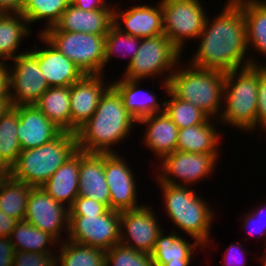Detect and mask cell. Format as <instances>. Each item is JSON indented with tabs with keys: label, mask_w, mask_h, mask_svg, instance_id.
<instances>
[{
	"label": "cell",
	"mask_w": 266,
	"mask_h": 266,
	"mask_svg": "<svg viewBox=\"0 0 266 266\" xmlns=\"http://www.w3.org/2000/svg\"><path fill=\"white\" fill-rule=\"evenodd\" d=\"M223 8L212 22L207 16L204 28L198 37L201 38L198 49L190 64L201 69L225 73L249 66H266L246 56L249 50L246 22L241 7L234 0H229Z\"/></svg>",
	"instance_id": "1"
},
{
	"label": "cell",
	"mask_w": 266,
	"mask_h": 266,
	"mask_svg": "<svg viewBox=\"0 0 266 266\" xmlns=\"http://www.w3.org/2000/svg\"><path fill=\"white\" fill-rule=\"evenodd\" d=\"M134 122L137 123L126 111L120 94L110 86L94 114L75 133L77 148L84 152L116 153L113 145L130 136Z\"/></svg>",
	"instance_id": "2"
},
{
	"label": "cell",
	"mask_w": 266,
	"mask_h": 266,
	"mask_svg": "<svg viewBox=\"0 0 266 266\" xmlns=\"http://www.w3.org/2000/svg\"><path fill=\"white\" fill-rule=\"evenodd\" d=\"M165 78L169 83V91L175 97L198 107L210 119L220 117L225 72L201 69L189 63L186 68H175L174 72L166 74Z\"/></svg>",
	"instance_id": "3"
},
{
	"label": "cell",
	"mask_w": 266,
	"mask_h": 266,
	"mask_svg": "<svg viewBox=\"0 0 266 266\" xmlns=\"http://www.w3.org/2000/svg\"><path fill=\"white\" fill-rule=\"evenodd\" d=\"M77 150L76 134L62 131L40 147L22 150L8 173L31 187H42Z\"/></svg>",
	"instance_id": "4"
},
{
	"label": "cell",
	"mask_w": 266,
	"mask_h": 266,
	"mask_svg": "<svg viewBox=\"0 0 266 266\" xmlns=\"http://www.w3.org/2000/svg\"><path fill=\"white\" fill-rule=\"evenodd\" d=\"M160 183L165 211L170 220L194 241L207 246L210 243V227L213 210L208 202L197 195L190 186Z\"/></svg>",
	"instance_id": "5"
},
{
	"label": "cell",
	"mask_w": 266,
	"mask_h": 266,
	"mask_svg": "<svg viewBox=\"0 0 266 266\" xmlns=\"http://www.w3.org/2000/svg\"><path fill=\"white\" fill-rule=\"evenodd\" d=\"M257 92L258 66L226 72L223 98L226 107L219 117L220 122L243 131H255Z\"/></svg>",
	"instance_id": "6"
},
{
	"label": "cell",
	"mask_w": 266,
	"mask_h": 266,
	"mask_svg": "<svg viewBox=\"0 0 266 266\" xmlns=\"http://www.w3.org/2000/svg\"><path fill=\"white\" fill-rule=\"evenodd\" d=\"M41 35L83 74H103L105 35L63 31H43Z\"/></svg>",
	"instance_id": "7"
},
{
	"label": "cell",
	"mask_w": 266,
	"mask_h": 266,
	"mask_svg": "<svg viewBox=\"0 0 266 266\" xmlns=\"http://www.w3.org/2000/svg\"><path fill=\"white\" fill-rule=\"evenodd\" d=\"M181 54L164 34L143 38L122 78L142 81L148 76H164L166 72L172 74L174 68L180 66L178 60Z\"/></svg>",
	"instance_id": "8"
},
{
	"label": "cell",
	"mask_w": 266,
	"mask_h": 266,
	"mask_svg": "<svg viewBox=\"0 0 266 266\" xmlns=\"http://www.w3.org/2000/svg\"><path fill=\"white\" fill-rule=\"evenodd\" d=\"M164 35L180 51L186 39H198L207 19L200 0H161Z\"/></svg>",
	"instance_id": "9"
},
{
	"label": "cell",
	"mask_w": 266,
	"mask_h": 266,
	"mask_svg": "<svg viewBox=\"0 0 266 266\" xmlns=\"http://www.w3.org/2000/svg\"><path fill=\"white\" fill-rule=\"evenodd\" d=\"M68 240L109 250L120 243V211L108 209L103 215L69 216Z\"/></svg>",
	"instance_id": "10"
},
{
	"label": "cell",
	"mask_w": 266,
	"mask_h": 266,
	"mask_svg": "<svg viewBox=\"0 0 266 266\" xmlns=\"http://www.w3.org/2000/svg\"><path fill=\"white\" fill-rule=\"evenodd\" d=\"M12 61L13 70L9 67L12 105H35L49 88L38 64L37 46L30 51L19 53Z\"/></svg>",
	"instance_id": "11"
},
{
	"label": "cell",
	"mask_w": 266,
	"mask_h": 266,
	"mask_svg": "<svg viewBox=\"0 0 266 266\" xmlns=\"http://www.w3.org/2000/svg\"><path fill=\"white\" fill-rule=\"evenodd\" d=\"M219 153H188L174 151L160 161L161 174L157 181L165 184L189 186L210 176L216 167ZM158 176V177H157ZM180 179L181 183L176 181ZM183 180V181H182ZM194 182V183H193Z\"/></svg>",
	"instance_id": "12"
},
{
	"label": "cell",
	"mask_w": 266,
	"mask_h": 266,
	"mask_svg": "<svg viewBox=\"0 0 266 266\" xmlns=\"http://www.w3.org/2000/svg\"><path fill=\"white\" fill-rule=\"evenodd\" d=\"M155 215L152 208L144 204L137 209L120 211V243L151 254L162 232Z\"/></svg>",
	"instance_id": "13"
},
{
	"label": "cell",
	"mask_w": 266,
	"mask_h": 266,
	"mask_svg": "<svg viewBox=\"0 0 266 266\" xmlns=\"http://www.w3.org/2000/svg\"><path fill=\"white\" fill-rule=\"evenodd\" d=\"M69 208L47 194L41 187L30 190L25 212V221L54 236L61 237V229L68 232Z\"/></svg>",
	"instance_id": "14"
},
{
	"label": "cell",
	"mask_w": 266,
	"mask_h": 266,
	"mask_svg": "<svg viewBox=\"0 0 266 266\" xmlns=\"http://www.w3.org/2000/svg\"><path fill=\"white\" fill-rule=\"evenodd\" d=\"M118 153H104V174L110 191L109 209H137L136 182L127 161Z\"/></svg>",
	"instance_id": "15"
},
{
	"label": "cell",
	"mask_w": 266,
	"mask_h": 266,
	"mask_svg": "<svg viewBox=\"0 0 266 266\" xmlns=\"http://www.w3.org/2000/svg\"><path fill=\"white\" fill-rule=\"evenodd\" d=\"M103 77L102 74H84L70 86L72 133L75 134L91 118L102 95L111 86L103 81Z\"/></svg>",
	"instance_id": "16"
},
{
	"label": "cell",
	"mask_w": 266,
	"mask_h": 266,
	"mask_svg": "<svg viewBox=\"0 0 266 266\" xmlns=\"http://www.w3.org/2000/svg\"><path fill=\"white\" fill-rule=\"evenodd\" d=\"M118 5L114 6L116 9L114 8L113 25L121 32L141 39L164 34L160 2L155 7L151 4L133 5L126 11H121L120 8H117Z\"/></svg>",
	"instance_id": "17"
},
{
	"label": "cell",
	"mask_w": 266,
	"mask_h": 266,
	"mask_svg": "<svg viewBox=\"0 0 266 266\" xmlns=\"http://www.w3.org/2000/svg\"><path fill=\"white\" fill-rule=\"evenodd\" d=\"M114 8L82 10L70 4L54 26L44 31L83 32L106 35L113 26Z\"/></svg>",
	"instance_id": "18"
},
{
	"label": "cell",
	"mask_w": 266,
	"mask_h": 266,
	"mask_svg": "<svg viewBox=\"0 0 266 266\" xmlns=\"http://www.w3.org/2000/svg\"><path fill=\"white\" fill-rule=\"evenodd\" d=\"M18 115L17 136L22 150L40 147L62 132L36 105L18 106Z\"/></svg>",
	"instance_id": "19"
},
{
	"label": "cell",
	"mask_w": 266,
	"mask_h": 266,
	"mask_svg": "<svg viewBox=\"0 0 266 266\" xmlns=\"http://www.w3.org/2000/svg\"><path fill=\"white\" fill-rule=\"evenodd\" d=\"M45 49H38V64L49 87H70L78 81L83 72L64 54L52 46L41 34Z\"/></svg>",
	"instance_id": "20"
},
{
	"label": "cell",
	"mask_w": 266,
	"mask_h": 266,
	"mask_svg": "<svg viewBox=\"0 0 266 266\" xmlns=\"http://www.w3.org/2000/svg\"><path fill=\"white\" fill-rule=\"evenodd\" d=\"M80 196L103 203L109 209L110 191L104 174V153L80 150Z\"/></svg>",
	"instance_id": "21"
},
{
	"label": "cell",
	"mask_w": 266,
	"mask_h": 266,
	"mask_svg": "<svg viewBox=\"0 0 266 266\" xmlns=\"http://www.w3.org/2000/svg\"><path fill=\"white\" fill-rule=\"evenodd\" d=\"M146 125V133L142 139L158 160L176 151L179 128L165 112L143 117L137 121Z\"/></svg>",
	"instance_id": "22"
},
{
	"label": "cell",
	"mask_w": 266,
	"mask_h": 266,
	"mask_svg": "<svg viewBox=\"0 0 266 266\" xmlns=\"http://www.w3.org/2000/svg\"><path fill=\"white\" fill-rule=\"evenodd\" d=\"M79 171L80 150H77L41 188L57 202L70 208L79 195Z\"/></svg>",
	"instance_id": "23"
},
{
	"label": "cell",
	"mask_w": 266,
	"mask_h": 266,
	"mask_svg": "<svg viewBox=\"0 0 266 266\" xmlns=\"http://www.w3.org/2000/svg\"><path fill=\"white\" fill-rule=\"evenodd\" d=\"M164 233L165 231H162L159 234L150 254L155 266H189L196 246L204 248L197 241L188 242L174 230L169 235Z\"/></svg>",
	"instance_id": "24"
},
{
	"label": "cell",
	"mask_w": 266,
	"mask_h": 266,
	"mask_svg": "<svg viewBox=\"0 0 266 266\" xmlns=\"http://www.w3.org/2000/svg\"><path fill=\"white\" fill-rule=\"evenodd\" d=\"M138 83H140L139 80L124 78L117 82H111V86L120 94L126 111L136 121L149 115L164 112V101L160 105L156 96L152 92L138 88Z\"/></svg>",
	"instance_id": "25"
},
{
	"label": "cell",
	"mask_w": 266,
	"mask_h": 266,
	"mask_svg": "<svg viewBox=\"0 0 266 266\" xmlns=\"http://www.w3.org/2000/svg\"><path fill=\"white\" fill-rule=\"evenodd\" d=\"M212 119L204 124H196L179 129L176 151L188 153H219V132ZM214 125V126H213ZM215 127V128H214Z\"/></svg>",
	"instance_id": "26"
},
{
	"label": "cell",
	"mask_w": 266,
	"mask_h": 266,
	"mask_svg": "<svg viewBox=\"0 0 266 266\" xmlns=\"http://www.w3.org/2000/svg\"><path fill=\"white\" fill-rule=\"evenodd\" d=\"M28 21L19 12H0V61L15 59L21 41L30 35Z\"/></svg>",
	"instance_id": "27"
},
{
	"label": "cell",
	"mask_w": 266,
	"mask_h": 266,
	"mask_svg": "<svg viewBox=\"0 0 266 266\" xmlns=\"http://www.w3.org/2000/svg\"><path fill=\"white\" fill-rule=\"evenodd\" d=\"M35 105L62 131L71 132L70 87H49Z\"/></svg>",
	"instance_id": "28"
},
{
	"label": "cell",
	"mask_w": 266,
	"mask_h": 266,
	"mask_svg": "<svg viewBox=\"0 0 266 266\" xmlns=\"http://www.w3.org/2000/svg\"><path fill=\"white\" fill-rule=\"evenodd\" d=\"M242 9L247 45L266 57V0H234Z\"/></svg>",
	"instance_id": "29"
},
{
	"label": "cell",
	"mask_w": 266,
	"mask_h": 266,
	"mask_svg": "<svg viewBox=\"0 0 266 266\" xmlns=\"http://www.w3.org/2000/svg\"><path fill=\"white\" fill-rule=\"evenodd\" d=\"M33 187L0 172V210L16 219H25L27 199Z\"/></svg>",
	"instance_id": "30"
},
{
	"label": "cell",
	"mask_w": 266,
	"mask_h": 266,
	"mask_svg": "<svg viewBox=\"0 0 266 266\" xmlns=\"http://www.w3.org/2000/svg\"><path fill=\"white\" fill-rule=\"evenodd\" d=\"M18 106H13L0 119V172L8 173L16 164L22 149L18 142Z\"/></svg>",
	"instance_id": "31"
},
{
	"label": "cell",
	"mask_w": 266,
	"mask_h": 266,
	"mask_svg": "<svg viewBox=\"0 0 266 266\" xmlns=\"http://www.w3.org/2000/svg\"><path fill=\"white\" fill-rule=\"evenodd\" d=\"M10 239L15 251L53 253V250L50 251L48 246L58 245V240L54 236L38 229L25 220L17 222L12 230Z\"/></svg>",
	"instance_id": "32"
},
{
	"label": "cell",
	"mask_w": 266,
	"mask_h": 266,
	"mask_svg": "<svg viewBox=\"0 0 266 266\" xmlns=\"http://www.w3.org/2000/svg\"><path fill=\"white\" fill-rule=\"evenodd\" d=\"M59 244L57 266H105L106 251L103 249L71 242L68 239L62 240Z\"/></svg>",
	"instance_id": "33"
},
{
	"label": "cell",
	"mask_w": 266,
	"mask_h": 266,
	"mask_svg": "<svg viewBox=\"0 0 266 266\" xmlns=\"http://www.w3.org/2000/svg\"><path fill=\"white\" fill-rule=\"evenodd\" d=\"M165 93L170 97L164 101V112L176 124L179 129H183L196 124H204L210 118L198 107L190 102L183 101L175 97L169 91V83L165 80L162 83Z\"/></svg>",
	"instance_id": "34"
},
{
	"label": "cell",
	"mask_w": 266,
	"mask_h": 266,
	"mask_svg": "<svg viewBox=\"0 0 266 266\" xmlns=\"http://www.w3.org/2000/svg\"><path fill=\"white\" fill-rule=\"evenodd\" d=\"M70 4V0H24L20 13L26 18L28 25L45 19L46 27L39 32L41 34L45 29L54 26Z\"/></svg>",
	"instance_id": "35"
},
{
	"label": "cell",
	"mask_w": 266,
	"mask_h": 266,
	"mask_svg": "<svg viewBox=\"0 0 266 266\" xmlns=\"http://www.w3.org/2000/svg\"><path fill=\"white\" fill-rule=\"evenodd\" d=\"M140 43H141V38L134 37L127 33H123L113 25L111 29L108 31V33L105 35V49H104L105 65H107V62H109V60L112 58L113 55L114 56L115 54L120 55L119 53H122L120 49L122 50L126 49L128 51L125 50L124 51L125 53L124 52L122 53L124 55L121 56L126 57L127 54L129 53L128 55H130L129 56L130 60L127 65L128 67L132 59L134 58L135 54L138 52Z\"/></svg>",
	"instance_id": "36"
},
{
	"label": "cell",
	"mask_w": 266,
	"mask_h": 266,
	"mask_svg": "<svg viewBox=\"0 0 266 266\" xmlns=\"http://www.w3.org/2000/svg\"><path fill=\"white\" fill-rule=\"evenodd\" d=\"M105 266H155L149 253L134 250L124 244H115L106 251Z\"/></svg>",
	"instance_id": "37"
},
{
	"label": "cell",
	"mask_w": 266,
	"mask_h": 266,
	"mask_svg": "<svg viewBox=\"0 0 266 266\" xmlns=\"http://www.w3.org/2000/svg\"><path fill=\"white\" fill-rule=\"evenodd\" d=\"M56 256L52 253L16 251L12 266H57Z\"/></svg>",
	"instance_id": "38"
},
{
	"label": "cell",
	"mask_w": 266,
	"mask_h": 266,
	"mask_svg": "<svg viewBox=\"0 0 266 266\" xmlns=\"http://www.w3.org/2000/svg\"><path fill=\"white\" fill-rule=\"evenodd\" d=\"M108 208L94 199L78 195L69 208V216L103 215Z\"/></svg>",
	"instance_id": "39"
},
{
	"label": "cell",
	"mask_w": 266,
	"mask_h": 266,
	"mask_svg": "<svg viewBox=\"0 0 266 266\" xmlns=\"http://www.w3.org/2000/svg\"><path fill=\"white\" fill-rule=\"evenodd\" d=\"M257 100L256 129L266 131V66H258Z\"/></svg>",
	"instance_id": "40"
},
{
	"label": "cell",
	"mask_w": 266,
	"mask_h": 266,
	"mask_svg": "<svg viewBox=\"0 0 266 266\" xmlns=\"http://www.w3.org/2000/svg\"><path fill=\"white\" fill-rule=\"evenodd\" d=\"M242 247H243L242 244L240 245V243L238 244L235 242L234 244H230V246L226 248L225 254H224L225 266H244L245 265L244 263L246 262H244L243 258L239 259L238 257L244 255L245 253L247 254L249 253L247 252V250L243 249Z\"/></svg>",
	"instance_id": "41"
},
{
	"label": "cell",
	"mask_w": 266,
	"mask_h": 266,
	"mask_svg": "<svg viewBox=\"0 0 266 266\" xmlns=\"http://www.w3.org/2000/svg\"><path fill=\"white\" fill-rule=\"evenodd\" d=\"M15 252L10 237L0 236V266H12Z\"/></svg>",
	"instance_id": "42"
},
{
	"label": "cell",
	"mask_w": 266,
	"mask_h": 266,
	"mask_svg": "<svg viewBox=\"0 0 266 266\" xmlns=\"http://www.w3.org/2000/svg\"><path fill=\"white\" fill-rule=\"evenodd\" d=\"M6 64L0 61V100H11L9 66Z\"/></svg>",
	"instance_id": "43"
},
{
	"label": "cell",
	"mask_w": 266,
	"mask_h": 266,
	"mask_svg": "<svg viewBox=\"0 0 266 266\" xmlns=\"http://www.w3.org/2000/svg\"><path fill=\"white\" fill-rule=\"evenodd\" d=\"M72 5L76 7L89 11V10H98L103 8H114L109 6V3H106L104 0H70Z\"/></svg>",
	"instance_id": "44"
},
{
	"label": "cell",
	"mask_w": 266,
	"mask_h": 266,
	"mask_svg": "<svg viewBox=\"0 0 266 266\" xmlns=\"http://www.w3.org/2000/svg\"><path fill=\"white\" fill-rule=\"evenodd\" d=\"M17 222L18 221L16 219H13L0 210V236L10 237L12 230L15 228Z\"/></svg>",
	"instance_id": "45"
},
{
	"label": "cell",
	"mask_w": 266,
	"mask_h": 266,
	"mask_svg": "<svg viewBox=\"0 0 266 266\" xmlns=\"http://www.w3.org/2000/svg\"><path fill=\"white\" fill-rule=\"evenodd\" d=\"M24 4V0H0V12H19Z\"/></svg>",
	"instance_id": "46"
},
{
	"label": "cell",
	"mask_w": 266,
	"mask_h": 266,
	"mask_svg": "<svg viewBox=\"0 0 266 266\" xmlns=\"http://www.w3.org/2000/svg\"><path fill=\"white\" fill-rule=\"evenodd\" d=\"M250 225L253 226V228H251ZM244 227L247 229L248 227L252 229L251 231L248 229L249 231L247 232L251 236L257 234L256 232H258V234L260 233L261 235V225L259 220L252 213L245 214Z\"/></svg>",
	"instance_id": "47"
},
{
	"label": "cell",
	"mask_w": 266,
	"mask_h": 266,
	"mask_svg": "<svg viewBox=\"0 0 266 266\" xmlns=\"http://www.w3.org/2000/svg\"><path fill=\"white\" fill-rule=\"evenodd\" d=\"M257 209L254 210L253 212L251 211V213L259 220L260 224H263V225H261V236L264 234L266 236V215H265L266 206L264 207L262 205V207L260 209L258 207H257ZM265 241H266V239H265Z\"/></svg>",
	"instance_id": "48"
},
{
	"label": "cell",
	"mask_w": 266,
	"mask_h": 266,
	"mask_svg": "<svg viewBox=\"0 0 266 266\" xmlns=\"http://www.w3.org/2000/svg\"><path fill=\"white\" fill-rule=\"evenodd\" d=\"M13 107L12 100H0V119Z\"/></svg>",
	"instance_id": "49"
},
{
	"label": "cell",
	"mask_w": 266,
	"mask_h": 266,
	"mask_svg": "<svg viewBox=\"0 0 266 266\" xmlns=\"http://www.w3.org/2000/svg\"><path fill=\"white\" fill-rule=\"evenodd\" d=\"M266 253V252H265ZM262 259H261V262L263 263V264H261V265H263V266H266V254H264V257H261Z\"/></svg>",
	"instance_id": "50"
}]
</instances>
